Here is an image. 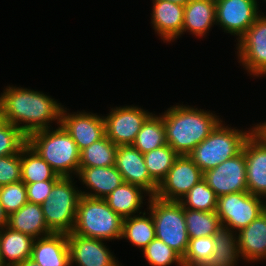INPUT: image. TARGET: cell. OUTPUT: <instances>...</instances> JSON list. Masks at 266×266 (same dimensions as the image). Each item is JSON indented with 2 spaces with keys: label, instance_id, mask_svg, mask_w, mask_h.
<instances>
[{
  "label": "cell",
  "instance_id": "cell-1",
  "mask_svg": "<svg viewBox=\"0 0 266 266\" xmlns=\"http://www.w3.org/2000/svg\"><path fill=\"white\" fill-rule=\"evenodd\" d=\"M0 102L5 121L27 137L33 132L50 128L52 121L60 124L63 106L40 91L8 86L0 95Z\"/></svg>",
  "mask_w": 266,
  "mask_h": 266
},
{
  "label": "cell",
  "instance_id": "cell-2",
  "mask_svg": "<svg viewBox=\"0 0 266 266\" xmlns=\"http://www.w3.org/2000/svg\"><path fill=\"white\" fill-rule=\"evenodd\" d=\"M210 111L175 105L162 113L167 144L178 155H189L222 121Z\"/></svg>",
  "mask_w": 266,
  "mask_h": 266
},
{
  "label": "cell",
  "instance_id": "cell-3",
  "mask_svg": "<svg viewBox=\"0 0 266 266\" xmlns=\"http://www.w3.org/2000/svg\"><path fill=\"white\" fill-rule=\"evenodd\" d=\"M27 144L34 149L61 177H72L79 172L80 151L61 124L31 133Z\"/></svg>",
  "mask_w": 266,
  "mask_h": 266
},
{
  "label": "cell",
  "instance_id": "cell-4",
  "mask_svg": "<svg viewBox=\"0 0 266 266\" xmlns=\"http://www.w3.org/2000/svg\"><path fill=\"white\" fill-rule=\"evenodd\" d=\"M123 220L105 199L81 195L72 233L103 241L120 240Z\"/></svg>",
  "mask_w": 266,
  "mask_h": 266
},
{
  "label": "cell",
  "instance_id": "cell-5",
  "mask_svg": "<svg viewBox=\"0 0 266 266\" xmlns=\"http://www.w3.org/2000/svg\"><path fill=\"white\" fill-rule=\"evenodd\" d=\"M222 122L188 155L202 173L239 154L246 139L254 131V128L245 132L232 129L222 125Z\"/></svg>",
  "mask_w": 266,
  "mask_h": 266
},
{
  "label": "cell",
  "instance_id": "cell-6",
  "mask_svg": "<svg viewBox=\"0 0 266 266\" xmlns=\"http://www.w3.org/2000/svg\"><path fill=\"white\" fill-rule=\"evenodd\" d=\"M148 202L156 239L163 241L183 258L190 239L186 229L184 208L179 202L164 201L155 196H150Z\"/></svg>",
  "mask_w": 266,
  "mask_h": 266
},
{
  "label": "cell",
  "instance_id": "cell-7",
  "mask_svg": "<svg viewBox=\"0 0 266 266\" xmlns=\"http://www.w3.org/2000/svg\"><path fill=\"white\" fill-rule=\"evenodd\" d=\"M80 196L71 177H61L53 185L49 198L41 205L45 222L53 233L73 231Z\"/></svg>",
  "mask_w": 266,
  "mask_h": 266
},
{
  "label": "cell",
  "instance_id": "cell-8",
  "mask_svg": "<svg viewBox=\"0 0 266 266\" xmlns=\"http://www.w3.org/2000/svg\"><path fill=\"white\" fill-rule=\"evenodd\" d=\"M248 191L218 197L216 213L222 227L240 231L258 218L266 208V201Z\"/></svg>",
  "mask_w": 266,
  "mask_h": 266
},
{
  "label": "cell",
  "instance_id": "cell-9",
  "mask_svg": "<svg viewBox=\"0 0 266 266\" xmlns=\"http://www.w3.org/2000/svg\"><path fill=\"white\" fill-rule=\"evenodd\" d=\"M201 179L203 173L193 160L188 155H179L158 185L155 197L179 202Z\"/></svg>",
  "mask_w": 266,
  "mask_h": 266
},
{
  "label": "cell",
  "instance_id": "cell-10",
  "mask_svg": "<svg viewBox=\"0 0 266 266\" xmlns=\"http://www.w3.org/2000/svg\"><path fill=\"white\" fill-rule=\"evenodd\" d=\"M239 62L250 75H266V16L259 15L238 40Z\"/></svg>",
  "mask_w": 266,
  "mask_h": 266
},
{
  "label": "cell",
  "instance_id": "cell-11",
  "mask_svg": "<svg viewBox=\"0 0 266 266\" xmlns=\"http://www.w3.org/2000/svg\"><path fill=\"white\" fill-rule=\"evenodd\" d=\"M152 113L137 106L111 108L104 117L105 132L115 145H132L143 123Z\"/></svg>",
  "mask_w": 266,
  "mask_h": 266
},
{
  "label": "cell",
  "instance_id": "cell-12",
  "mask_svg": "<svg viewBox=\"0 0 266 266\" xmlns=\"http://www.w3.org/2000/svg\"><path fill=\"white\" fill-rule=\"evenodd\" d=\"M203 180L218 197L248 191L244 151L204 172Z\"/></svg>",
  "mask_w": 266,
  "mask_h": 266
},
{
  "label": "cell",
  "instance_id": "cell-13",
  "mask_svg": "<svg viewBox=\"0 0 266 266\" xmlns=\"http://www.w3.org/2000/svg\"><path fill=\"white\" fill-rule=\"evenodd\" d=\"M216 25L224 32L238 36L237 41L245 34L260 15L257 0H215Z\"/></svg>",
  "mask_w": 266,
  "mask_h": 266
},
{
  "label": "cell",
  "instance_id": "cell-14",
  "mask_svg": "<svg viewBox=\"0 0 266 266\" xmlns=\"http://www.w3.org/2000/svg\"><path fill=\"white\" fill-rule=\"evenodd\" d=\"M65 109L61 110L60 124L75 141L79 151L106 135L104 116L84 111L71 114Z\"/></svg>",
  "mask_w": 266,
  "mask_h": 266
},
{
  "label": "cell",
  "instance_id": "cell-15",
  "mask_svg": "<svg viewBox=\"0 0 266 266\" xmlns=\"http://www.w3.org/2000/svg\"><path fill=\"white\" fill-rule=\"evenodd\" d=\"M70 266H121L103 240L67 233Z\"/></svg>",
  "mask_w": 266,
  "mask_h": 266
},
{
  "label": "cell",
  "instance_id": "cell-16",
  "mask_svg": "<svg viewBox=\"0 0 266 266\" xmlns=\"http://www.w3.org/2000/svg\"><path fill=\"white\" fill-rule=\"evenodd\" d=\"M115 167L123 181L142 187L150 196H155L158 184L150 177L144 155L133 145L117 147Z\"/></svg>",
  "mask_w": 266,
  "mask_h": 266
},
{
  "label": "cell",
  "instance_id": "cell-17",
  "mask_svg": "<svg viewBox=\"0 0 266 266\" xmlns=\"http://www.w3.org/2000/svg\"><path fill=\"white\" fill-rule=\"evenodd\" d=\"M242 150L245 153L248 192L263 199L266 197V141L253 131Z\"/></svg>",
  "mask_w": 266,
  "mask_h": 266
},
{
  "label": "cell",
  "instance_id": "cell-18",
  "mask_svg": "<svg viewBox=\"0 0 266 266\" xmlns=\"http://www.w3.org/2000/svg\"><path fill=\"white\" fill-rule=\"evenodd\" d=\"M31 259L39 266H70L66 233H51L34 239Z\"/></svg>",
  "mask_w": 266,
  "mask_h": 266
},
{
  "label": "cell",
  "instance_id": "cell-19",
  "mask_svg": "<svg viewBox=\"0 0 266 266\" xmlns=\"http://www.w3.org/2000/svg\"><path fill=\"white\" fill-rule=\"evenodd\" d=\"M82 184L91 192L81 191V195L104 199L124 181L115 165L107 167H79L77 174ZM93 190V191H92ZM93 192V193H92Z\"/></svg>",
  "mask_w": 266,
  "mask_h": 266
},
{
  "label": "cell",
  "instance_id": "cell-20",
  "mask_svg": "<svg viewBox=\"0 0 266 266\" xmlns=\"http://www.w3.org/2000/svg\"><path fill=\"white\" fill-rule=\"evenodd\" d=\"M151 23L163 41L171 42L182 33L184 6L165 0H152Z\"/></svg>",
  "mask_w": 266,
  "mask_h": 266
},
{
  "label": "cell",
  "instance_id": "cell-21",
  "mask_svg": "<svg viewBox=\"0 0 266 266\" xmlns=\"http://www.w3.org/2000/svg\"><path fill=\"white\" fill-rule=\"evenodd\" d=\"M238 249L246 262L266 259V213H262L237 233Z\"/></svg>",
  "mask_w": 266,
  "mask_h": 266
},
{
  "label": "cell",
  "instance_id": "cell-22",
  "mask_svg": "<svg viewBox=\"0 0 266 266\" xmlns=\"http://www.w3.org/2000/svg\"><path fill=\"white\" fill-rule=\"evenodd\" d=\"M214 24H216L215 0H189L184 5L183 28L178 37L186 31L203 37Z\"/></svg>",
  "mask_w": 266,
  "mask_h": 266
},
{
  "label": "cell",
  "instance_id": "cell-23",
  "mask_svg": "<svg viewBox=\"0 0 266 266\" xmlns=\"http://www.w3.org/2000/svg\"><path fill=\"white\" fill-rule=\"evenodd\" d=\"M7 227L34 239L53 233L45 222L42 206L31 202H27L18 211L8 215Z\"/></svg>",
  "mask_w": 266,
  "mask_h": 266
},
{
  "label": "cell",
  "instance_id": "cell-24",
  "mask_svg": "<svg viewBox=\"0 0 266 266\" xmlns=\"http://www.w3.org/2000/svg\"><path fill=\"white\" fill-rule=\"evenodd\" d=\"M34 238L5 226L0 230V256L6 266H15L31 257Z\"/></svg>",
  "mask_w": 266,
  "mask_h": 266
},
{
  "label": "cell",
  "instance_id": "cell-25",
  "mask_svg": "<svg viewBox=\"0 0 266 266\" xmlns=\"http://www.w3.org/2000/svg\"><path fill=\"white\" fill-rule=\"evenodd\" d=\"M144 193L150 197L148 192L142 187L123 182L104 199L109 207L124 219L134 216L135 213H143L139 209H141V204H143Z\"/></svg>",
  "mask_w": 266,
  "mask_h": 266
},
{
  "label": "cell",
  "instance_id": "cell-26",
  "mask_svg": "<svg viewBox=\"0 0 266 266\" xmlns=\"http://www.w3.org/2000/svg\"><path fill=\"white\" fill-rule=\"evenodd\" d=\"M60 178L61 176L28 144L21 149V180L25 184Z\"/></svg>",
  "mask_w": 266,
  "mask_h": 266
},
{
  "label": "cell",
  "instance_id": "cell-27",
  "mask_svg": "<svg viewBox=\"0 0 266 266\" xmlns=\"http://www.w3.org/2000/svg\"><path fill=\"white\" fill-rule=\"evenodd\" d=\"M221 227L214 234V252L207 265L210 266H235L240 258L237 233Z\"/></svg>",
  "mask_w": 266,
  "mask_h": 266
},
{
  "label": "cell",
  "instance_id": "cell-28",
  "mask_svg": "<svg viewBox=\"0 0 266 266\" xmlns=\"http://www.w3.org/2000/svg\"><path fill=\"white\" fill-rule=\"evenodd\" d=\"M142 214L124 218L121 239H127L132 245L143 250L156 235L151 213L148 217L145 211Z\"/></svg>",
  "mask_w": 266,
  "mask_h": 266
},
{
  "label": "cell",
  "instance_id": "cell-29",
  "mask_svg": "<svg viewBox=\"0 0 266 266\" xmlns=\"http://www.w3.org/2000/svg\"><path fill=\"white\" fill-rule=\"evenodd\" d=\"M167 144L162 115L151 114L143 123L132 144L142 154Z\"/></svg>",
  "mask_w": 266,
  "mask_h": 266
},
{
  "label": "cell",
  "instance_id": "cell-30",
  "mask_svg": "<svg viewBox=\"0 0 266 266\" xmlns=\"http://www.w3.org/2000/svg\"><path fill=\"white\" fill-rule=\"evenodd\" d=\"M117 145L105 135L80 151L79 167H107L115 165Z\"/></svg>",
  "mask_w": 266,
  "mask_h": 266
},
{
  "label": "cell",
  "instance_id": "cell-31",
  "mask_svg": "<svg viewBox=\"0 0 266 266\" xmlns=\"http://www.w3.org/2000/svg\"><path fill=\"white\" fill-rule=\"evenodd\" d=\"M184 218L189 238L214 236L222 227L216 211L204 212L184 208Z\"/></svg>",
  "mask_w": 266,
  "mask_h": 266
},
{
  "label": "cell",
  "instance_id": "cell-32",
  "mask_svg": "<svg viewBox=\"0 0 266 266\" xmlns=\"http://www.w3.org/2000/svg\"><path fill=\"white\" fill-rule=\"evenodd\" d=\"M150 177L159 185L179 156L168 144L143 154Z\"/></svg>",
  "mask_w": 266,
  "mask_h": 266
},
{
  "label": "cell",
  "instance_id": "cell-33",
  "mask_svg": "<svg viewBox=\"0 0 266 266\" xmlns=\"http://www.w3.org/2000/svg\"><path fill=\"white\" fill-rule=\"evenodd\" d=\"M217 201L218 196L206 182L201 179L180 199L179 203L183 208L212 212L217 209Z\"/></svg>",
  "mask_w": 266,
  "mask_h": 266
},
{
  "label": "cell",
  "instance_id": "cell-34",
  "mask_svg": "<svg viewBox=\"0 0 266 266\" xmlns=\"http://www.w3.org/2000/svg\"><path fill=\"white\" fill-rule=\"evenodd\" d=\"M141 251L151 266H169L173 263L184 266L183 258L163 241L156 238Z\"/></svg>",
  "mask_w": 266,
  "mask_h": 266
},
{
  "label": "cell",
  "instance_id": "cell-35",
  "mask_svg": "<svg viewBox=\"0 0 266 266\" xmlns=\"http://www.w3.org/2000/svg\"><path fill=\"white\" fill-rule=\"evenodd\" d=\"M214 236L190 238L189 246L183 257L184 266H200L207 264L214 252Z\"/></svg>",
  "mask_w": 266,
  "mask_h": 266
},
{
  "label": "cell",
  "instance_id": "cell-36",
  "mask_svg": "<svg viewBox=\"0 0 266 266\" xmlns=\"http://www.w3.org/2000/svg\"><path fill=\"white\" fill-rule=\"evenodd\" d=\"M27 144V136L17 127L5 121L0 125V157L18 154Z\"/></svg>",
  "mask_w": 266,
  "mask_h": 266
},
{
  "label": "cell",
  "instance_id": "cell-37",
  "mask_svg": "<svg viewBox=\"0 0 266 266\" xmlns=\"http://www.w3.org/2000/svg\"><path fill=\"white\" fill-rule=\"evenodd\" d=\"M0 202L8 215L18 211L28 202L26 184L20 180L15 183L1 186Z\"/></svg>",
  "mask_w": 266,
  "mask_h": 266
},
{
  "label": "cell",
  "instance_id": "cell-38",
  "mask_svg": "<svg viewBox=\"0 0 266 266\" xmlns=\"http://www.w3.org/2000/svg\"><path fill=\"white\" fill-rule=\"evenodd\" d=\"M21 180V151L0 157V187Z\"/></svg>",
  "mask_w": 266,
  "mask_h": 266
},
{
  "label": "cell",
  "instance_id": "cell-39",
  "mask_svg": "<svg viewBox=\"0 0 266 266\" xmlns=\"http://www.w3.org/2000/svg\"><path fill=\"white\" fill-rule=\"evenodd\" d=\"M58 180H46L26 184L27 201L42 205L49 198L53 185Z\"/></svg>",
  "mask_w": 266,
  "mask_h": 266
},
{
  "label": "cell",
  "instance_id": "cell-40",
  "mask_svg": "<svg viewBox=\"0 0 266 266\" xmlns=\"http://www.w3.org/2000/svg\"><path fill=\"white\" fill-rule=\"evenodd\" d=\"M254 127V131L266 141V122L257 124Z\"/></svg>",
  "mask_w": 266,
  "mask_h": 266
},
{
  "label": "cell",
  "instance_id": "cell-41",
  "mask_svg": "<svg viewBox=\"0 0 266 266\" xmlns=\"http://www.w3.org/2000/svg\"><path fill=\"white\" fill-rule=\"evenodd\" d=\"M8 224V214L5 212L1 202H0V230L7 226Z\"/></svg>",
  "mask_w": 266,
  "mask_h": 266
},
{
  "label": "cell",
  "instance_id": "cell-42",
  "mask_svg": "<svg viewBox=\"0 0 266 266\" xmlns=\"http://www.w3.org/2000/svg\"><path fill=\"white\" fill-rule=\"evenodd\" d=\"M15 266H39L33 259L28 258L25 259L23 262L18 263Z\"/></svg>",
  "mask_w": 266,
  "mask_h": 266
},
{
  "label": "cell",
  "instance_id": "cell-43",
  "mask_svg": "<svg viewBox=\"0 0 266 266\" xmlns=\"http://www.w3.org/2000/svg\"><path fill=\"white\" fill-rule=\"evenodd\" d=\"M165 1H169L178 5H185L189 0H165Z\"/></svg>",
  "mask_w": 266,
  "mask_h": 266
},
{
  "label": "cell",
  "instance_id": "cell-44",
  "mask_svg": "<svg viewBox=\"0 0 266 266\" xmlns=\"http://www.w3.org/2000/svg\"><path fill=\"white\" fill-rule=\"evenodd\" d=\"M4 122H5V117H4L3 108L0 102V125H2Z\"/></svg>",
  "mask_w": 266,
  "mask_h": 266
},
{
  "label": "cell",
  "instance_id": "cell-45",
  "mask_svg": "<svg viewBox=\"0 0 266 266\" xmlns=\"http://www.w3.org/2000/svg\"><path fill=\"white\" fill-rule=\"evenodd\" d=\"M0 266H6V265L3 263L1 256H0Z\"/></svg>",
  "mask_w": 266,
  "mask_h": 266
}]
</instances>
